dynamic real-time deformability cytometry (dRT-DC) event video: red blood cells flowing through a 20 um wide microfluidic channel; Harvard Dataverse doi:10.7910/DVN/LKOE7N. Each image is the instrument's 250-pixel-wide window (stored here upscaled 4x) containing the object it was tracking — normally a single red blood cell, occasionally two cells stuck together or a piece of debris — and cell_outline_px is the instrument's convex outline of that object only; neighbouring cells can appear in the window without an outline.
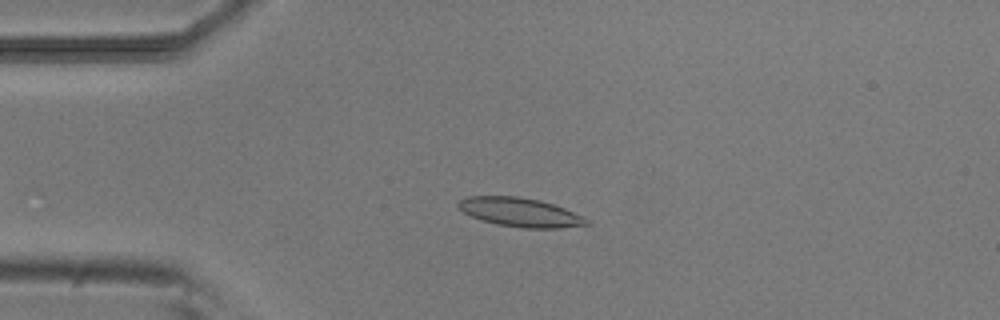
{"species": "common noctule bat (a hibernating species)", "species_latin": "Nyctalus noctula", "temperature_condition": "room temperature", "stored_images_in_passage": 48, "camera_frame_rate_fps": 3000, "um_per_image_px": 0.085, "animal": {"sex": "male", "body_mass_g": 20.5, "forearm_length_mm": 52.5}, "frame": {"image": 1, "passage_image": 7, "time_ms": 2.0, "image_size_px": [1000, 320], "cell_outline_px": [[592, 224], [560, 228], [524, 228], [496, 224], [472, 216], [464, 212], [456, 204], [460, 200], [468, 196], [516, 196], [540, 200], [564, 208], [588, 220]], "centroid_in_image_um": [44.21, 18.04], "position_along_channel_um": 40.8, "area_um2": 21.33}}
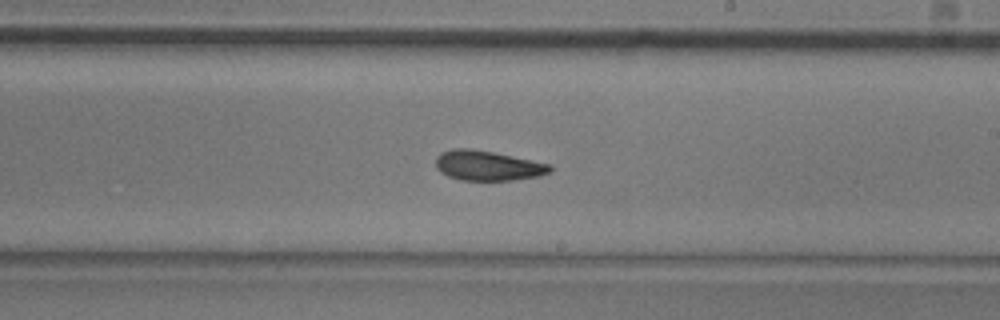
{"frame": {"image": 2, "passage_image": 25, "time_ms": 8.0, "image_size_px": [1000, 320], "cell_outline_px": [[552, 172], [540, 176], [512, 180], [460, 180], [448, 176], [440, 172], [436, 168], [436, 156], [440, 152], [452, 148], [468, 148], [492, 152], [552, 164]], "centroid_in_image_um": [41.45, 14.08], "position_along_channel_um": 247.5, "area_um2": 20.06}}
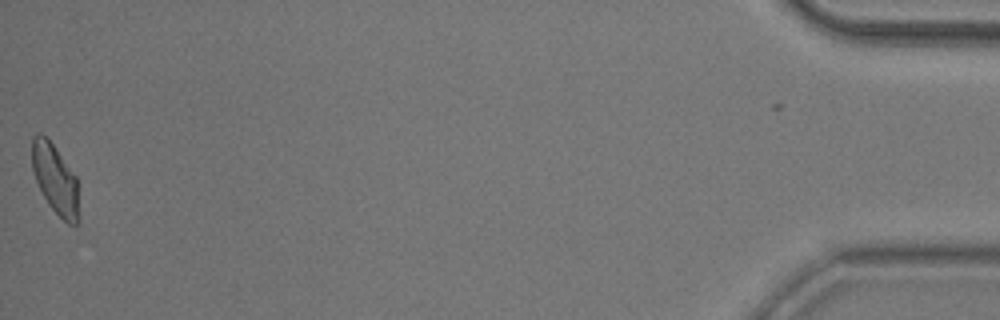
{"frame": {"image": 3, "passage_image": 47, "time_ms": 15.333, "image_size_px": [1000, 320], "cell_outline_px": [[80, 224], [68, 224], [48, 204], [36, 180], [32, 168], [32, 136], [36, 132], [40, 132], [52, 144], [76, 176], [80, 216]], "centroid_in_image_um": [4.71, 15.26], "position_along_channel_um": 430.5, "area_um2": 18.96}, "authors_computed_cell_mechanics": {"area_um2": 20.1722, "velocity_mm_per_s": 3.8381, "shape_relaxation_time_tau1_ms": 5.1721, "shape_relaxation_time_tau2_ms": 3.3935, "deformation_change_tau1": 0.1521, "deformation_change_tau2": 0.1046}}